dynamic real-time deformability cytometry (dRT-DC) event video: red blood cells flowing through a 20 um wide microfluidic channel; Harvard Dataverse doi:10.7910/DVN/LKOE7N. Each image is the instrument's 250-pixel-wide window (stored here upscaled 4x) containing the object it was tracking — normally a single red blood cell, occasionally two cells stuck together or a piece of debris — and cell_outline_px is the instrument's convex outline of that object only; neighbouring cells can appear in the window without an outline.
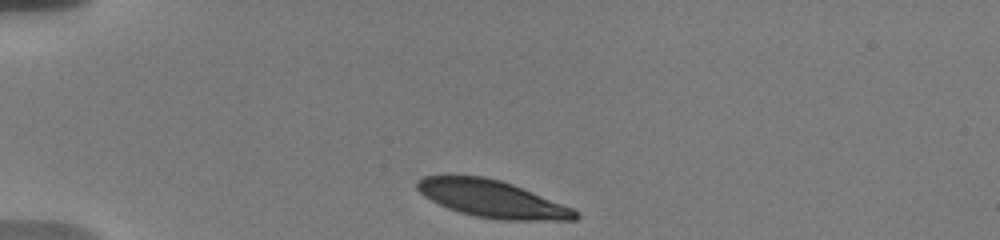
{"species": "human", "species_latin": "Homo sapiens", "temperature_condition": "warm", "stored_images_in_passage": 38, "camera_frame_rate_fps": 3000, "um_per_image_px": 0.085, "donor": {"sex": "male"}, "frame": {"image": 1, "passage_image": 1, "time_ms": 0.0, "image_size_px": [1000, 240], "cell_outline_px": [[580, 216], [576, 220], [500, 220], [476, 216], [460, 212], [448, 208], [424, 196], [416, 188], [416, 180], [424, 176], [484, 176], [500, 180], [512, 184], [572, 208], [580, 212]], "centroid_in_image_um": [41.84, 16.91], "position_along_channel_um": 43.2, "area_um2": 33.93}}
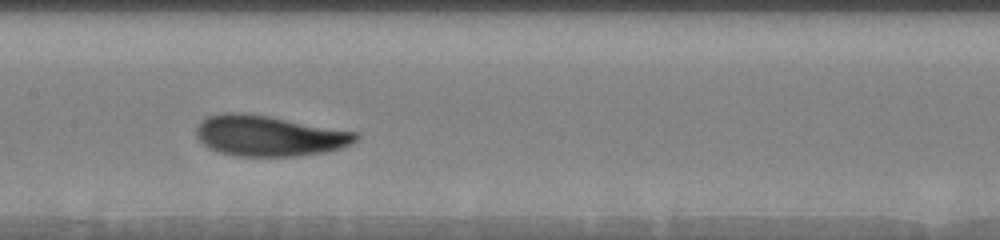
{"frame": {"image": 2, "passage_image": 16, "time_ms": 5.0, "image_size_px": [1000, 240], "cell_outline_px": [[360, 136], [352, 144], [340, 148], [324, 152], [296, 156], [236, 156], [220, 152], [208, 148], [196, 136], [196, 128], [200, 120], [208, 116], [224, 112], [244, 112], [268, 116], [360, 132]], "centroid_in_image_um": [22.87, 11.53], "position_along_channel_um": 184.5, "area_um2": 38.03}}
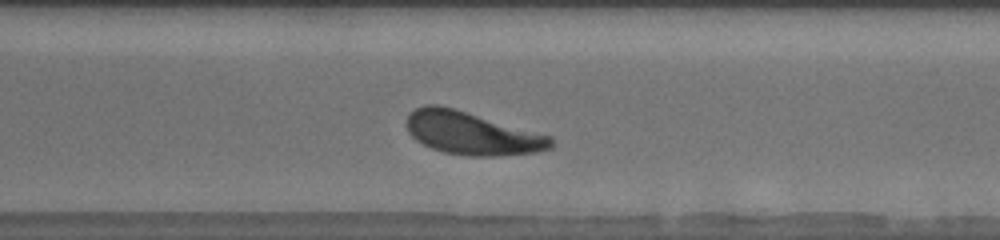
{"frame": {"image": 3, "passage_image": 28, "time_ms": 9.0, "image_size_px": [1000, 240], "cell_outline_px": [[552, 148], [532, 152], [496, 156], [468, 156], [444, 152], [432, 148], [416, 140], [408, 132], [408, 116], [416, 108], [424, 104], [440, 104], [552, 136]], "centroid_in_image_um": [40.1, 11.32], "position_along_channel_um": 330.5, "area_um2": 35.78}, "authors_computed_cell_mechanics": {"area_um2": 36.9053, "velocity_mm_per_s": 3.6692, "shape_relaxation_time_tau1_ms": 3.1504, "shape_relaxation_time_tau2_ms": 8.9842, "deformation_change_tau1": 0.1431, "deformation_change_tau2": 0.1283}}